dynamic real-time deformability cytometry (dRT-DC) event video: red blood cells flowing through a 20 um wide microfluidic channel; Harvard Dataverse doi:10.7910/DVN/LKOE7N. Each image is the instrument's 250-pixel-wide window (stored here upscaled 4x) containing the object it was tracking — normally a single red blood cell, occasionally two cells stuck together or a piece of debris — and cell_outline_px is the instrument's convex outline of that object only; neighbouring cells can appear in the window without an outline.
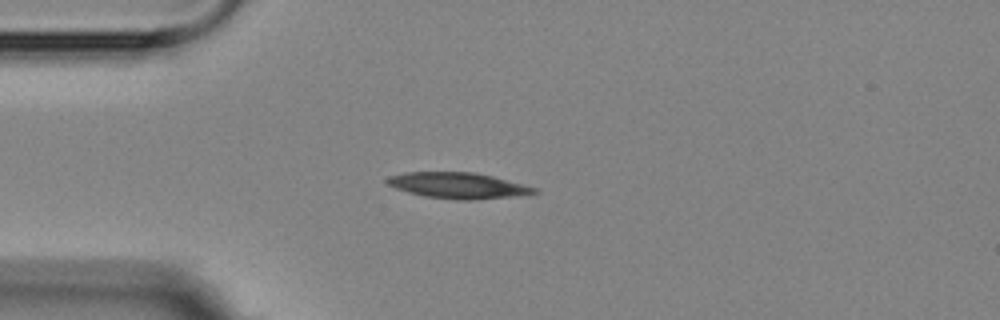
{"species": "Egyptian fruit bat (a non-hibernating species)", "species_latin": "Rousettus aegyptiacus", "temperature_condition": "room temperature", "stored_images_in_passage": 1, "camera_frame_rate_fps": 3000, "um_per_image_px": 0.085, "animal": {"sex": "female"}, "frame": {"image": 1, "passage_image": 1, "time_ms": 0.0, "image_size_px": [1000, 320], "cell_outline_px": [[540, 192], [512, 196], [472, 200], [456, 200], [424, 196], [408, 192], [396, 188], [388, 184], [384, 180], [388, 176], [408, 172], [472, 172], [492, 176], [536, 188]], "centroid_in_image_um": [38.88, 15.77], "position_along_channel_um": 46.1, "area_um2": 21.96}}